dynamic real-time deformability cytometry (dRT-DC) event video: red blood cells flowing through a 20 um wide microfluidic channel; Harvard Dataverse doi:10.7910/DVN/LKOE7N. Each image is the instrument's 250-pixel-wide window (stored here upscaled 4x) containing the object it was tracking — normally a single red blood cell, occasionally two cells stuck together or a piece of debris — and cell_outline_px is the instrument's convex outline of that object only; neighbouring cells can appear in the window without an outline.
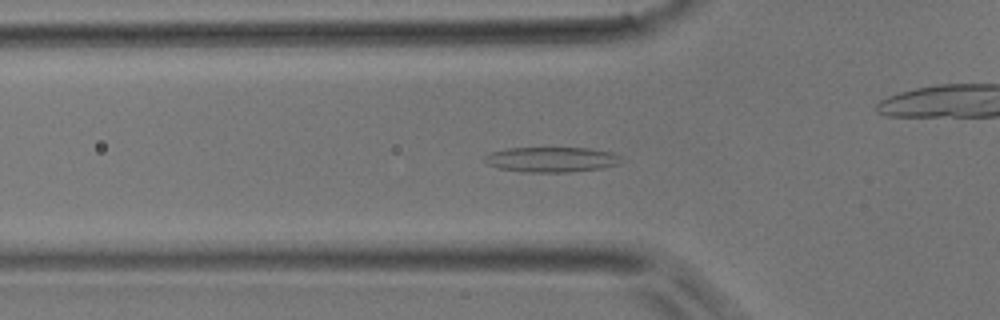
{"species": "common noctule bat (a hibernating species)", "species_latin": "Nyctalus noctula", "temperature_condition": "room temperature", "stored_images_in_passage": 45, "camera_frame_rate_fps": 3000, "um_per_image_px": 0.085, "animal": {"sex": "male", "body_mass_g": 17.9}, "frame": {"image": 1, "passage_image": 14, "time_ms": 4.333, "image_size_px": [1000, 320], "cell_outline_px": [[620, 160], [616, 164], [600, 168], [568, 172], [524, 172], [500, 168], [488, 164], [484, 160], [484, 156], [488, 152], [508, 148], [588, 148], [612, 152]], "centroid_in_image_um": [46.79, 13.55], "position_along_channel_um": 79.0, "area_um2": 19.71}}
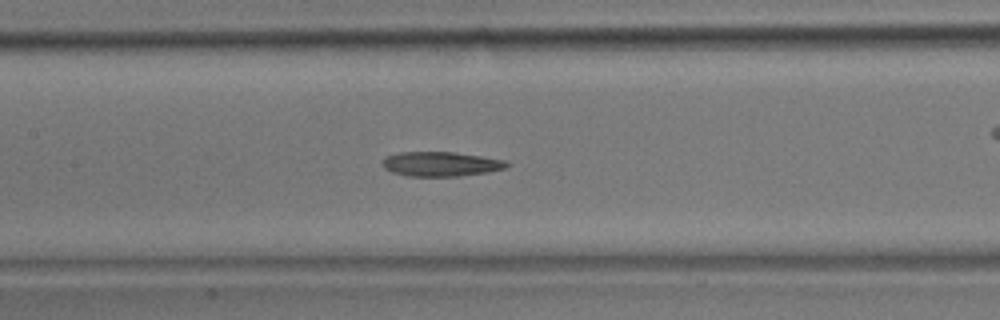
{"frame": {"image": 2, "passage_image": 20, "time_ms": 6.333, "image_size_px": [1000, 320], "cell_outline_px": [[512, 164], [508, 168], [488, 172], [460, 176], [408, 176], [392, 172], [384, 168], [380, 164], [384, 156], [400, 152], [452, 152], [480, 156], [504, 160]], "centroid_in_image_um": [37.46, 13.94], "position_along_channel_um": 169.9, "area_um2": 17.98}}
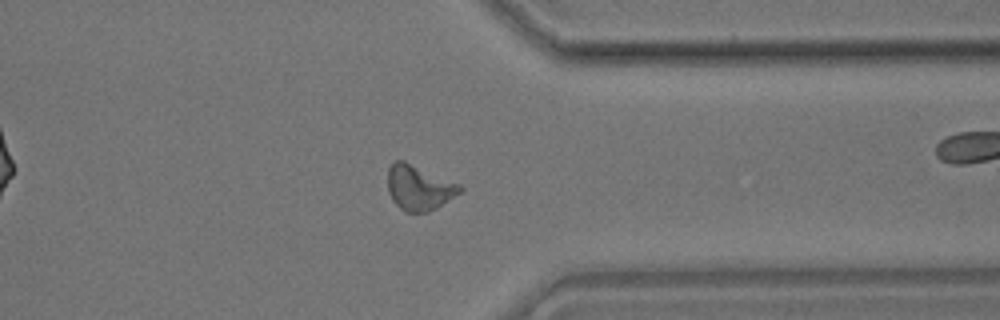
{"frame": {"image": 3, "passage_image": 34, "time_ms": 11.0, "image_size_px": [1000, 320], "cell_outline_px": [[464, 188], [460, 192], [436, 208], [428, 212], [404, 212], [392, 200], [388, 192], [388, 168], [396, 160], [404, 160], [460, 184]], "centroid_in_image_um": [35.6, 15.95], "position_along_channel_um": 375.8, "area_um2": 18.9}}